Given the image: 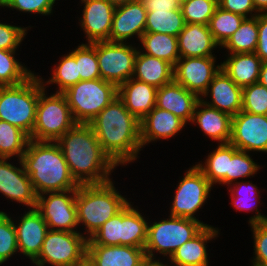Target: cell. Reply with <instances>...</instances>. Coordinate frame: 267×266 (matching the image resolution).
I'll list each match as a JSON object with an SVG mask.
<instances>
[{
	"instance_id": "46",
	"label": "cell",
	"mask_w": 267,
	"mask_h": 266,
	"mask_svg": "<svg viewBox=\"0 0 267 266\" xmlns=\"http://www.w3.org/2000/svg\"><path fill=\"white\" fill-rule=\"evenodd\" d=\"M27 27L0 23V49L15 50L26 35Z\"/></svg>"
},
{
	"instance_id": "4",
	"label": "cell",
	"mask_w": 267,
	"mask_h": 266,
	"mask_svg": "<svg viewBox=\"0 0 267 266\" xmlns=\"http://www.w3.org/2000/svg\"><path fill=\"white\" fill-rule=\"evenodd\" d=\"M128 203L126 198L116 191L112 181L80 185L76 194L78 226L79 223L84 224L89 239Z\"/></svg>"
},
{
	"instance_id": "6",
	"label": "cell",
	"mask_w": 267,
	"mask_h": 266,
	"mask_svg": "<svg viewBox=\"0 0 267 266\" xmlns=\"http://www.w3.org/2000/svg\"><path fill=\"white\" fill-rule=\"evenodd\" d=\"M45 85L39 77V98L36 120L31 140L56 142L69 131L76 122L73 119L67 99L63 93L45 94Z\"/></svg>"
},
{
	"instance_id": "8",
	"label": "cell",
	"mask_w": 267,
	"mask_h": 266,
	"mask_svg": "<svg viewBox=\"0 0 267 266\" xmlns=\"http://www.w3.org/2000/svg\"><path fill=\"white\" fill-rule=\"evenodd\" d=\"M76 123L89 124L118 97V87L101 78L80 80L63 92Z\"/></svg>"
},
{
	"instance_id": "1",
	"label": "cell",
	"mask_w": 267,
	"mask_h": 266,
	"mask_svg": "<svg viewBox=\"0 0 267 266\" xmlns=\"http://www.w3.org/2000/svg\"><path fill=\"white\" fill-rule=\"evenodd\" d=\"M79 185L103 184L117 166L103 151L89 124L76 123L56 141Z\"/></svg>"
},
{
	"instance_id": "13",
	"label": "cell",
	"mask_w": 267,
	"mask_h": 266,
	"mask_svg": "<svg viewBox=\"0 0 267 266\" xmlns=\"http://www.w3.org/2000/svg\"><path fill=\"white\" fill-rule=\"evenodd\" d=\"M76 194L77 190H68L49 192L47 198L44 193L37 196L36 209L46 221L49 229L78 232L73 230L78 225Z\"/></svg>"
},
{
	"instance_id": "48",
	"label": "cell",
	"mask_w": 267,
	"mask_h": 266,
	"mask_svg": "<svg viewBox=\"0 0 267 266\" xmlns=\"http://www.w3.org/2000/svg\"><path fill=\"white\" fill-rule=\"evenodd\" d=\"M255 53L267 62V13L258 14V45Z\"/></svg>"
},
{
	"instance_id": "26",
	"label": "cell",
	"mask_w": 267,
	"mask_h": 266,
	"mask_svg": "<svg viewBox=\"0 0 267 266\" xmlns=\"http://www.w3.org/2000/svg\"><path fill=\"white\" fill-rule=\"evenodd\" d=\"M199 107L204 108L200 109ZM191 122L197 123L202 131L213 140L220 141L221 144L230 142L232 117L206 105L203 103L202 98H200L195 106Z\"/></svg>"
},
{
	"instance_id": "42",
	"label": "cell",
	"mask_w": 267,
	"mask_h": 266,
	"mask_svg": "<svg viewBox=\"0 0 267 266\" xmlns=\"http://www.w3.org/2000/svg\"><path fill=\"white\" fill-rule=\"evenodd\" d=\"M17 251L14 222L5 212L0 211V265Z\"/></svg>"
},
{
	"instance_id": "29",
	"label": "cell",
	"mask_w": 267,
	"mask_h": 266,
	"mask_svg": "<svg viewBox=\"0 0 267 266\" xmlns=\"http://www.w3.org/2000/svg\"><path fill=\"white\" fill-rule=\"evenodd\" d=\"M173 69L174 67L167 61L138 50L132 78L160 88L173 80Z\"/></svg>"
},
{
	"instance_id": "27",
	"label": "cell",
	"mask_w": 267,
	"mask_h": 266,
	"mask_svg": "<svg viewBox=\"0 0 267 266\" xmlns=\"http://www.w3.org/2000/svg\"><path fill=\"white\" fill-rule=\"evenodd\" d=\"M218 230L205 226L195 237L180 246L169 258L176 266H208L207 241L217 237Z\"/></svg>"
},
{
	"instance_id": "53",
	"label": "cell",
	"mask_w": 267,
	"mask_h": 266,
	"mask_svg": "<svg viewBox=\"0 0 267 266\" xmlns=\"http://www.w3.org/2000/svg\"><path fill=\"white\" fill-rule=\"evenodd\" d=\"M107 1L115 6H119V5L126 4L128 2H132L135 0H107Z\"/></svg>"
},
{
	"instance_id": "54",
	"label": "cell",
	"mask_w": 267,
	"mask_h": 266,
	"mask_svg": "<svg viewBox=\"0 0 267 266\" xmlns=\"http://www.w3.org/2000/svg\"><path fill=\"white\" fill-rule=\"evenodd\" d=\"M75 266H92L89 261L86 259L84 262L78 264V265H75Z\"/></svg>"
},
{
	"instance_id": "36",
	"label": "cell",
	"mask_w": 267,
	"mask_h": 266,
	"mask_svg": "<svg viewBox=\"0 0 267 266\" xmlns=\"http://www.w3.org/2000/svg\"><path fill=\"white\" fill-rule=\"evenodd\" d=\"M15 51L0 49V86L22 84L34 74L15 60Z\"/></svg>"
},
{
	"instance_id": "9",
	"label": "cell",
	"mask_w": 267,
	"mask_h": 266,
	"mask_svg": "<svg viewBox=\"0 0 267 266\" xmlns=\"http://www.w3.org/2000/svg\"><path fill=\"white\" fill-rule=\"evenodd\" d=\"M205 226L209 225L199 220L177 216L148 224L144 247L146 257L154 259L153 252L156 250L170 258L180 246L195 237Z\"/></svg>"
},
{
	"instance_id": "2",
	"label": "cell",
	"mask_w": 267,
	"mask_h": 266,
	"mask_svg": "<svg viewBox=\"0 0 267 266\" xmlns=\"http://www.w3.org/2000/svg\"><path fill=\"white\" fill-rule=\"evenodd\" d=\"M103 151L117 165L136 160L142 148L140 121L117 97L89 122Z\"/></svg>"
},
{
	"instance_id": "7",
	"label": "cell",
	"mask_w": 267,
	"mask_h": 266,
	"mask_svg": "<svg viewBox=\"0 0 267 266\" xmlns=\"http://www.w3.org/2000/svg\"><path fill=\"white\" fill-rule=\"evenodd\" d=\"M147 226L148 223L141 213L128 203L88 239L87 245H128L144 248L147 240Z\"/></svg>"
},
{
	"instance_id": "41",
	"label": "cell",
	"mask_w": 267,
	"mask_h": 266,
	"mask_svg": "<svg viewBox=\"0 0 267 266\" xmlns=\"http://www.w3.org/2000/svg\"><path fill=\"white\" fill-rule=\"evenodd\" d=\"M242 111L267 115V88L259 83L244 87Z\"/></svg>"
},
{
	"instance_id": "14",
	"label": "cell",
	"mask_w": 267,
	"mask_h": 266,
	"mask_svg": "<svg viewBox=\"0 0 267 266\" xmlns=\"http://www.w3.org/2000/svg\"><path fill=\"white\" fill-rule=\"evenodd\" d=\"M238 150L267 152V115L240 111L232 117L229 142Z\"/></svg>"
},
{
	"instance_id": "31",
	"label": "cell",
	"mask_w": 267,
	"mask_h": 266,
	"mask_svg": "<svg viewBox=\"0 0 267 266\" xmlns=\"http://www.w3.org/2000/svg\"><path fill=\"white\" fill-rule=\"evenodd\" d=\"M145 53L150 56L162 59L173 67L180 59L178 40L176 36L145 32L140 39Z\"/></svg>"
},
{
	"instance_id": "39",
	"label": "cell",
	"mask_w": 267,
	"mask_h": 266,
	"mask_svg": "<svg viewBox=\"0 0 267 266\" xmlns=\"http://www.w3.org/2000/svg\"><path fill=\"white\" fill-rule=\"evenodd\" d=\"M256 207V215L250 217L254 237L255 258L252 266H267V216L261 215Z\"/></svg>"
},
{
	"instance_id": "24",
	"label": "cell",
	"mask_w": 267,
	"mask_h": 266,
	"mask_svg": "<svg viewBox=\"0 0 267 266\" xmlns=\"http://www.w3.org/2000/svg\"><path fill=\"white\" fill-rule=\"evenodd\" d=\"M156 93V87L134 78L118 87V97L139 121L156 106Z\"/></svg>"
},
{
	"instance_id": "30",
	"label": "cell",
	"mask_w": 267,
	"mask_h": 266,
	"mask_svg": "<svg viewBox=\"0 0 267 266\" xmlns=\"http://www.w3.org/2000/svg\"><path fill=\"white\" fill-rule=\"evenodd\" d=\"M238 151L230 143L221 144L206 159L205 165L196 166L202 171L210 184H227V173H229V159Z\"/></svg>"
},
{
	"instance_id": "37",
	"label": "cell",
	"mask_w": 267,
	"mask_h": 266,
	"mask_svg": "<svg viewBox=\"0 0 267 266\" xmlns=\"http://www.w3.org/2000/svg\"><path fill=\"white\" fill-rule=\"evenodd\" d=\"M71 53L76 58L80 80H95L101 78L96 54V42L81 44Z\"/></svg>"
},
{
	"instance_id": "51",
	"label": "cell",
	"mask_w": 267,
	"mask_h": 266,
	"mask_svg": "<svg viewBox=\"0 0 267 266\" xmlns=\"http://www.w3.org/2000/svg\"><path fill=\"white\" fill-rule=\"evenodd\" d=\"M256 11L259 13H267V0H253Z\"/></svg>"
},
{
	"instance_id": "12",
	"label": "cell",
	"mask_w": 267,
	"mask_h": 266,
	"mask_svg": "<svg viewBox=\"0 0 267 266\" xmlns=\"http://www.w3.org/2000/svg\"><path fill=\"white\" fill-rule=\"evenodd\" d=\"M211 188L209 180L196 165L187 170L175 192L170 216L198 220L194 213L203 206Z\"/></svg>"
},
{
	"instance_id": "11",
	"label": "cell",
	"mask_w": 267,
	"mask_h": 266,
	"mask_svg": "<svg viewBox=\"0 0 267 266\" xmlns=\"http://www.w3.org/2000/svg\"><path fill=\"white\" fill-rule=\"evenodd\" d=\"M138 50L125 42H96L101 79L117 87L132 78Z\"/></svg>"
},
{
	"instance_id": "17",
	"label": "cell",
	"mask_w": 267,
	"mask_h": 266,
	"mask_svg": "<svg viewBox=\"0 0 267 266\" xmlns=\"http://www.w3.org/2000/svg\"><path fill=\"white\" fill-rule=\"evenodd\" d=\"M146 17L147 11L139 0L116 6L109 41L124 43L136 34L141 39L145 33Z\"/></svg>"
},
{
	"instance_id": "40",
	"label": "cell",
	"mask_w": 267,
	"mask_h": 266,
	"mask_svg": "<svg viewBox=\"0 0 267 266\" xmlns=\"http://www.w3.org/2000/svg\"><path fill=\"white\" fill-rule=\"evenodd\" d=\"M218 6V0H190L181 5V12L186 24L208 25Z\"/></svg>"
},
{
	"instance_id": "19",
	"label": "cell",
	"mask_w": 267,
	"mask_h": 266,
	"mask_svg": "<svg viewBox=\"0 0 267 266\" xmlns=\"http://www.w3.org/2000/svg\"><path fill=\"white\" fill-rule=\"evenodd\" d=\"M19 221L17 226L14 223L18 250L33 262L41 252L49 227L36 208L30 209Z\"/></svg>"
},
{
	"instance_id": "34",
	"label": "cell",
	"mask_w": 267,
	"mask_h": 266,
	"mask_svg": "<svg viewBox=\"0 0 267 266\" xmlns=\"http://www.w3.org/2000/svg\"><path fill=\"white\" fill-rule=\"evenodd\" d=\"M30 137L18 127L0 120V158L17 156L19 160L26 151ZM25 148V149H24Z\"/></svg>"
},
{
	"instance_id": "20",
	"label": "cell",
	"mask_w": 267,
	"mask_h": 266,
	"mask_svg": "<svg viewBox=\"0 0 267 266\" xmlns=\"http://www.w3.org/2000/svg\"><path fill=\"white\" fill-rule=\"evenodd\" d=\"M210 88V89H209ZM210 92L211 102L203 103L224 112L231 117L242 110V92L239 87L224 71L220 69L208 86L204 97Z\"/></svg>"
},
{
	"instance_id": "21",
	"label": "cell",
	"mask_w": 267,
	"mask_h": 266,
	"mask_svg": "<svg viewBox=\"0 0 267 266\" xmlns=\"http://www.w3.org/2000/svg\"><path fill=\"white\" fill-rule=\"evenodd\" d=\"M199 100L200 97L188 91L174 79L157 88L156 107L173 113L185 123L192 121L194 109Z\"/></svg>"
},
{
	"instance_id": "18",
	"label": "cell",
	"mask_w": 267,
	"mask_h": 266,
	"mask_svg": "<svg viewBox=\"0 0 267 266\" xmlns=\"http://www.w3.org/2000/svg\"><path fill=\"white\" fill-rule=\"evenodd\" d=\"M85 6L81 27L88 43L109 41L116 6L107 0H81Z\"/></svg>"
},
{
	"instance_id": "52",
	"label": "cell",
	"mask_w": 267,
	"mask_h": 266,
	"mask_svg": "<svg viewBox=\"0 0 267 266\" xmlns=\"http://www.w3.org/2000/svg\"><path fill=\"white\" fill-rule=\"evenodd\" d=\"M139 266H168L162 264V262L150 258H145Z\"/></svg>"
},
{
	"instance_id": "50",
	"label": "cell",
	"mask_w": 267,
	"mask_h": 266,
	"mask_svg": "<svg viewBox=\"0 0 267 266\" xmlns=\"http://www.w3.org/2000/svg\"><path fill=\"white\" fill-rule=\"evenodd\" d=\"M258 83L267 88V62H262Z\"/></svg>"
},
{
	"instance_id": "23",
	"label": "cell",
	"mask_w": 267,
	"mask_h": 266,
	"mask_svg": "<svg viewBox=\"0 0 267 266\" xmlns=\"http://www.w3.org/2000/svg\"><path fill=\"white\" fill-rule=\"evenodd\" d=\"M185 122L173 113L154 107L140 121L141 145L156 139H168L178 133L184 126Z\"/></svg>"
},
{
	"instance_id": "5",
	"label": "cell",
	"mask_w": 267,
	"mask_h": 266,
	"mask_svg": "<svg viewBox=\"0 0 267 266\" xmlns=\"http://www.w3.org/2000/svg\"><path fill=\"white\" fill-rule=\"evenodd\" d=\"M39 98V77L32 75L24 83L0 86V120L32 134Z\"/></svg>"
},
{
	"instance_id": "38",
	"label": "cell",
	"mask_w": 267,
	"mask_h": 266,
	"mask_svg": "<svg viewBox=\"0 0 267 266\" xmlns=\"http://www.w3.org/2000/svg\"><path fill=\"white\" fill-rule=\"evenodd\" d=\"M79 81L80 75L78 74L76 58L72 53H69L61 58L58 66L54 68L52 78L46 82L47 84L59 85L57 93H63Z\"/></svg>"
},
{
	"instance_id": "16",
	"label": "cell",
	"mask_w": 267,
	"mask_h": 266,
	"mask_svg": "<svg viewBox=\"0 0 267 266\" xmlns=\"http://www.w3.org/2000/svg\"><path fill=\"white\" fill-rule=\"evenodd\" d=\"M7 160L8 158H0V193L10 200L36 208L37 195L21 159V168L13 166Z\"/></svg>"
},
{
	"instance_id": "47",
	"label": "cell",
	"mask_w": 267,
	"mask_h": 266,
	"mask_svg": "<svg viewBox=\"0 0 267 266\" xmlns=\"http://www.w3.org/2000/svg\"><path fill=\"white\" fill-rule=\"evenodd\" d=\"M218 5L223 10L239 14L245 18H248L247 15L249 13L251 15L252 12L255 13V16L258 15L253 0H218Z\"/></svg>"
},
{
	"instance_id": "32",
	"label": "cell",
	"mask_w": 267,
	"mask_h": 266,
	"mask_svg": "<svg viewBox=\"0 0 267 266\" xmlns=\"http://www.w3.org/2000/svg\"><path fill=\"white\" fill-rule=\"evenodd\" d=\"M258 45V15L245 18L240 27L221 46L234 53L255 52Z\"/></svg>"
},
{
	"instance_id": "49",
	"label": "cell",
	"mask_w": 267,
	"mask_h": 266,
	"mask_svg": "<svg viewBox=\"0 0 267 266\" xmlns=\"http://www.w3.org/2000/svg\"><path fill=\"white\" fill-rule=\"evenodd\" d=\"M147 12L181 10L179 0H139Z\"/></svg>"
},
{
	"instance_id": "22",
	"label": "cell",
	"mask_w": 267,
	"mask_h": 266,
	"mask_svg": "<svg viewBox=\"0 0 267 266\" xmlns=\"http://www.w3.org/2000/svg\"><path fill=\"white\" fill-rule=\"evenodd\" d=\"M145 249L128 245H87L86 259L92 266H139Z\"/></svg>"
},
{
	"instance_id": "45",
	"label": "cell",
	"mask_w": 267,
	"mask_h": 266,
	"mask_svg": "<svg viewBox=\"0 0 267 266\" xmlns=\"http://www.w3.org/2000/svg\"><path fill=\"white\" fill-rule=\"evenodd\" d=\"M56 0H4L0 5L24 12L50 15Z\"/></svg>"
},
{
	"instance_id": "3",
	"label": "cell",
	"mask_w": 267,
	"mask_h": 266,
	"mask_svg": "<svg viewBox=\"0 0 267 266\" xmlns=\"http://www.w3.org/2000/svg\"><path fill=\"white\" fill-rule=\"evenodd\" d=\"M21 161L37 196L77 190L80 186L74 180L57 142L30 139Z\"/></svg>"
},
{
	"instance_id": "44",
	"label": "cell",
	"mask_w": 267,
	"mask_h": 266,
	"mask_svg": "<svg viewBox=\"0 0 267 266\" xmlns=\"http://www.w3.org/2000/svg\"><path fill=\"white\" fill-rule=\"evenodd\" d=\"M235 184H236V185H234L235 187H233L234 189L230 188L231 196H232L231 200H233L232 205H234V207L240 211L252 210L251 209L252 208V205H251L252 202L250 203L249 201H253L251 199V198H254L252 195H254L256 197L258 194H260V191H257V186L250 183V181H248V184L246 182H235ZM241 192H244V193H241ZM246 194H248V195L250 194V195L248 196Z\"/></svg>"
},
{
	"instance_id": "28",
	"label": "cell",
	"mask_w": 267,
	"mask_h": 266,
	"mask_svg": "<svg viewBox=\"0 0 267 266\" xmlns=\"http://www.w3.org/2000/svg\"><path fill=\"white\" fill-rule=\"evenodd\" d=\"M262 60L255 53H234L221 69L241 88L258 83Z\"/></svg>"
},
{
	"instance_id": "15",
	"label": "cell",
	"mask_w": 267,
	"mask_h": 266,
	"mask_svg": "<svg viewBox=\"0 0 267 266\" xmlns=\"http://www.w3.org/2000/svg\"><path fill=\"white\" fill-rule=\"evenodd\" d=\"M215 61L214 56L180 58L174 66L173 79L201 98L215 74L221 69V65L216 67Z\"/></svg>"
},
{
	"instance_id": "10",
	"label": "cell",
	"mask_w": 267,
	"mask_h": 266,
	"mask_svg": "<svg viewBox=\"0 0 267 266\" xmlns=\"http://www.w3.org/2000/svg\"><path fill=\"white\" fill-rule=\"evenodd\" d=\"M88 238L79 232L51 230L46 234L41 252L33 261L37 266H75L86 260Z\"/></svg>"
},
{
	"instance_id": "35",
	"label": "cell",
	"mask_w": 267,
	"mask_h": 266,
	"mask_svg": "<svg viewBox=\"0 0 267 266\" xmlns=\"http://www.w3.org/2000/svg\"><path fill=\"white\" fill-rule=\"evenodd\" d=\"M245 17L217 7L208 27L214 41L222 46L227 39L240 27Z\"/></svg>"
},
{
	"instance_id": "43",
	"label": "cell",
	"mask_w": 267,
	"mask_h": 266,
	"mask_svg": "<svg viewBox=\"0 0 267 266\" xmlns=\"http://www.w3.org/2000/svg\"><path fill=\"white\" fill-rule=\"evenodd\" d=\"M260 168L246 151L238 150L229 159V173H227V184L231 185L238 178L253 176Z\"/></svg>"
},
{
	"instance_id": "25",
	"label": "cell",
	"mask_w": 267,
	"mask_h": 266,
	"mask_svg": "<svg viewBox=\"0 0 267 266\" xmlns=\"http://www.w3.org/2000/svg\"><path fill=\"white\" fill-rule=\"evenodd\" d=\"M180 58L212 57L213 48L219 46L208 25L189 23L177 36Z\"/></svg>"
},
{
	"instance_id": "33",
	"label": "cell",
	"mask_w": 267,
	"mask_h": 266,
	"mask_svg": "<svg viewBox=\"0 0 267 266\" xmlns=\"http://www.w3.org/2000/svg\"><path fill=\"white\" fill-rule=\"evenodd\" d=\"M185 20L181 10L147 12L145 32L178 36L184 29Z\"/></svg>"
},
{
	"instance_id": "55",
	"label": "cell",
	"mask_w": 267,
	"mask_h": 266,
	"mask_svg": "<svg viewBox=\"0 0 267 266\" xmlns=\"http://www.w3.org/2000/svg\"><path fill=\"white\" fill-rule=\"evenodd\" d=\"M188 1H190V0H179V2H180L181 5L184 4V3H186V2H188Z\"/></svg>"
}]
</instances>
